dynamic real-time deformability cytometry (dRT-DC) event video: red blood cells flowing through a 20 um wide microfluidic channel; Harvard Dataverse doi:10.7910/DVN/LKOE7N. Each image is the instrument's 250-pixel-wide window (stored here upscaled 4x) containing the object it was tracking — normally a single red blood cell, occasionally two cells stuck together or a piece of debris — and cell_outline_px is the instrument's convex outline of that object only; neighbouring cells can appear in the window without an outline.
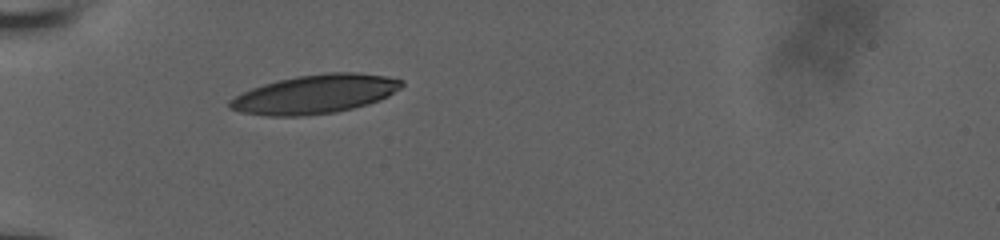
{"species": "human", "species_latin": "Homo sapiens", "temperature_condition": "room temperature", "stored_images_in_passage": 32, "camera_frame_rate_fps": 3000, "um_per_image_px": 0.085, "donor": {"sex": "male"}, "frame": {"image": 1, "passage_image": 1, "time_ms": 0.0, "image_size_px": [1000, 240], "cell_outline_px": [[404, 84], [400, 88], [388, 96], [380, 100], [368, 104], [336, 112], [300, 116], [268, 116], [240, 112], [228, 108], [228, 100], [252, 88], [264, 84], [296, 76], [328, 72], [356, 72], [388, 76], [404, 80]], "centroid_in_image_um": [26.8, 8.0], "position_along_channel_um": 58.2, "area_um2": 38.96}}
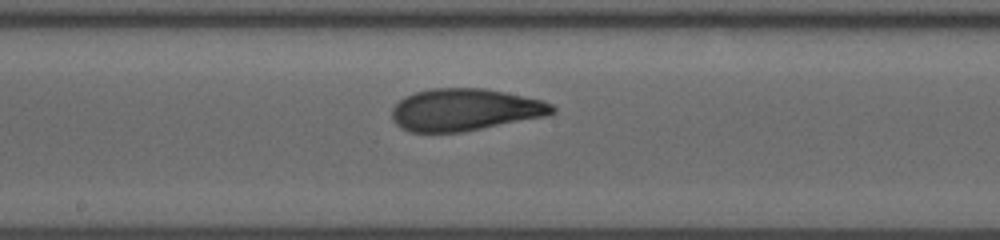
{"frame": {"image": 2, "passage_image": 14, "time_ms": 4.333, "image_size_px": [1000, 240], "cell_outline_px": [[556, 112], [548, 116], [464, 132], [412, 132], [400, 128], [392, 120], [392, 108], [404, 96], [416, 92], [432, 88], [484, 88], [504, 92], [540, 100], [552, 104], [556, 108]], "centroid_in_image_um": [39.52, 9.34], "position_along_channel_um": 208.7, "area_um2": 39.54}}
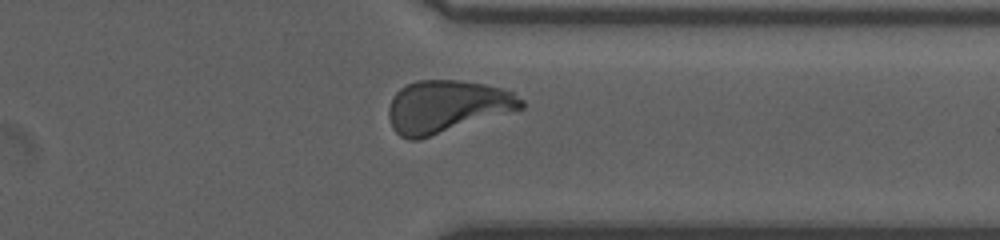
{"frame": {"image": 3, "passage_image": 27, "time_ms": 8.667, "image_size_px": [1000, 240], "cell_outline_px": [[524, 108], [420, 140], [408, 140], [400, 136], [392, 128], [388, 116], [388, 108], [392, 96], [400, 88], [416, 80], [460, 80], [484, 84], [504, 88], [512, 92], [524, 100]], "centroid_in_image_um": [37.96, 9.06], "position_along_channel_um": 373.4, "area_um2": 40.86}, "authors_computed_cell_mechanics": {"area_um2": 39.2462, "velocity_mm_per_s": 3.813, "shape_relaxation_time_tau1_ms": 5.1726, "shape_relaxation_time_tau2_ms": 0.9081, "deformation_change_tau1": 0.1898, "deformation_change_tau2": 0.07}}